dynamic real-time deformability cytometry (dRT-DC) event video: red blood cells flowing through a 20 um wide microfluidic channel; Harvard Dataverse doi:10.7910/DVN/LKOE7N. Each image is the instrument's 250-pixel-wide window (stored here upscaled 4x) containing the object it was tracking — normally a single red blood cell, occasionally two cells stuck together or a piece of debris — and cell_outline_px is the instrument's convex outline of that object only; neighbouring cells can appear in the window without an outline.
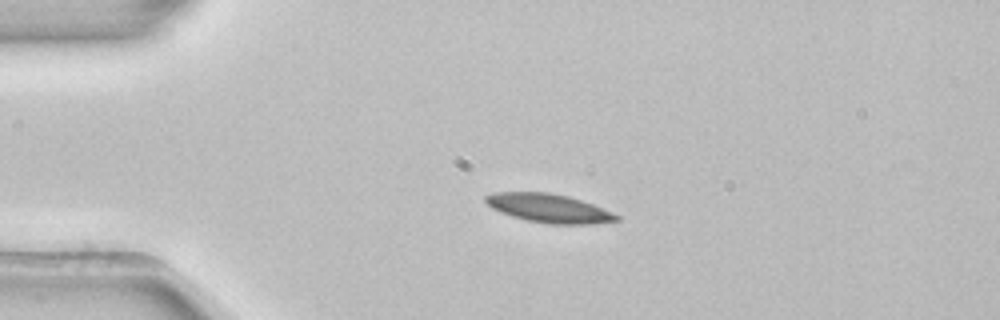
{"species": "common noctule bat (a hibernating species)", "species_latin": "Nyctalus noctula", "temperature_condition": "room temperature", "stored_images_in_passage": 42, "camera_frame_rate_fps": 3000, "um_per_image_px": 0.085, "animal": {"sex": "female", "body_mass_g": 22.7, "forearm_length_mm": 54.2}, "frame": {"image": 1, "passage_image": 1, "time_ms": 0.0, "image_size_px": [1000, 320], "cell_outline_px": [[620, 220], [592, 224], [548, 224], [528, 220], [512, 216], [500, 212], [492, 208], [484, 200], [484, 196], [496, 192], [548, 192], [568, 196], [592, 204], [612, 212], [620, 216]], "centroid_in_image_um": [46.65, 17.7], "position_along_channel_um": 38.3, "area_um2": 21.79}}
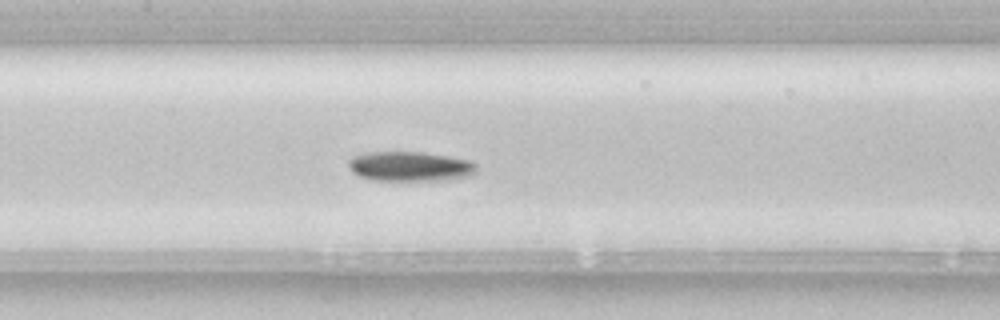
{"frame": {"image": 2, "passage_image": 14, "time_ms": 4.333, "image_size_px": [1000, 320], "cell_outline_px": [[476, 172], [472, 176], [448, 180], [372, 180], [360, 176], [352, 172], [348, 168], [348, 160], [352, 156], [364, 152], [424, 152], [448, 156], [468, 160], [476, 164]], "centroid_in_image_um": [34.84, 14.14], "position_along_channel_um": 172.6, "area_um2": 22.43}}
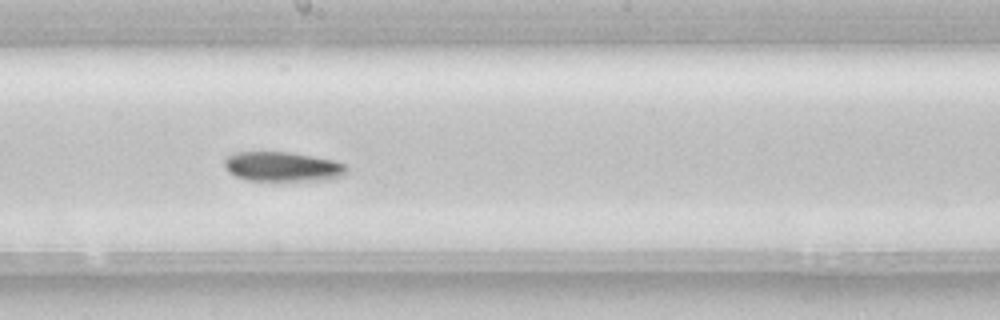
{"frame": {"image": 3, "passage_image": 18, "time_ms": 5.667, "image_size_px": [1000, 320], "cell_outline_px": [[348, 172], [344, 176], [324, 180], [248, 180], [236, 176], [228, 172], [224, 168], [224, 160], [228, 156], [236, 152], [292, 152], [336, 160], [344, 164], [348, 168]], "centroid_in_image_um": [24.05, 14.16], "position_along_channel_um": 224.1, "area_um2": 21.27}}